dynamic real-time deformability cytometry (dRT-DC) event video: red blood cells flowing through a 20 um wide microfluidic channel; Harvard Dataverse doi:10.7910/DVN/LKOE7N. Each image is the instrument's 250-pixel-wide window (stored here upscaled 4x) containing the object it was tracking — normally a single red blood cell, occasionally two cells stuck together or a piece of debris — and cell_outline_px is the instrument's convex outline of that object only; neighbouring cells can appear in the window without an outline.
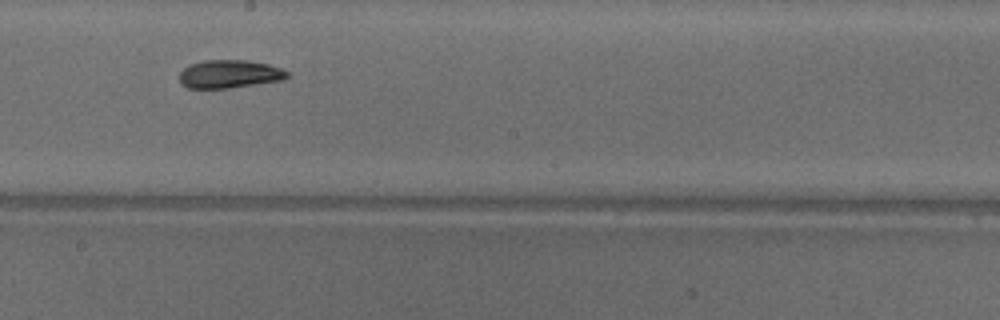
{"species": "common noctule bat (a hibernating species)", "species_latin": "Nyctalus noctula", "temperature_condition": "warm", "stored_images_in_passage": 21, "camera_frame_rate_fps": 3000, "um_per_image_px": 0.085, "animal": {"sex": "male", "body_mass_g": 18.8}, "frame": {"image": 1, "passage_image": 12, "time_ms": 3.667, "image_size_px": [1000, 320], "cell_outline_px": [[288, 76], [280, 80], [228, 88], [188, 88], [180, 84], [180, 72], [188, 64], [204, 60], [248, 60], [268, 64], [280, 68], [288, 72]], "centroid_in_image_um": [19.45, 6.28], "position_along_channel_um": 228.8, "area_um2": 17.57}}
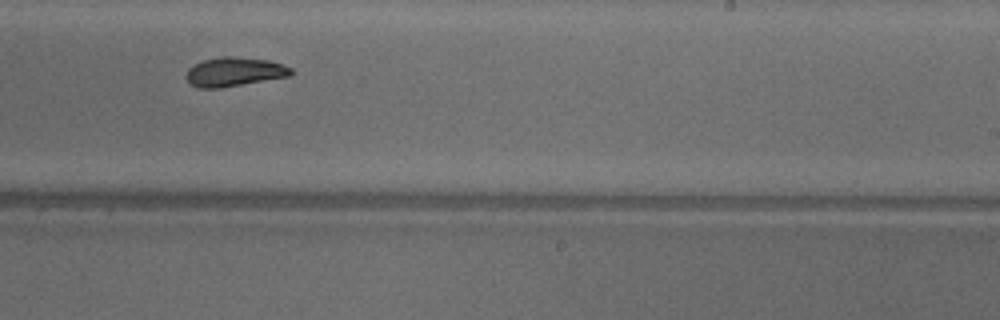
{"frame": {"image": 2, "passage_image": 15, "time_ms": 4.667, "image_size_px": [1000, 320], "cell_outline_px": [[296, 72], [292, 76], [220, 88], [196, 88], [184, 76], [188, 68], [204, 60], [220, 56], [232, 56], [268, 60], [292, 68]], "centroid_in_image_um": [19.94, 6.11], "position_along_channel_um": 269.1, "area_um2": 17.92}}